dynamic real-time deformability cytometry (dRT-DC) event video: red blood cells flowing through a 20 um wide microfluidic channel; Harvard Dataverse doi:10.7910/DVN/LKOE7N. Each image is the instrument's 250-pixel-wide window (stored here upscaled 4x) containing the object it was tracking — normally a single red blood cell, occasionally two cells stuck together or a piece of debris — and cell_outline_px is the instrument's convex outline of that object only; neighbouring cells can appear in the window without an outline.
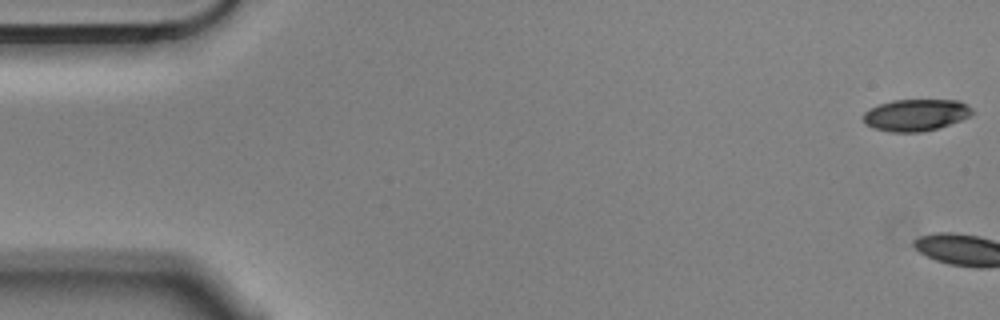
{"species": "Egyptian fruit bat (a non-hibernating species)", "species_latin": "Rousettus aegyptiacus", "temperature_condition": "cold", "stored_images_in_passage": 5, "camera_frame_rate_fps": 3000, "um_per_image_px": 0.085, "animal": {"sex": "male"}, "frame": {"image": 1, "passage_image": 1, "time_ms": 0.0, "image_size_px": [1000, 320], "cell_outline_px": [[972, 112], [968, 116], [960, 120], [936, 128], [920, 132], [892, 132], [872, 128], [864, 124], [864, 112], [880, 104], [892, 100], [960, 100], [968, 104], [972, 108]], "centroid_in_image_um": [77.83, 9.77], "position_along_channel_um": 7.2, "area_um2": 20.0}}